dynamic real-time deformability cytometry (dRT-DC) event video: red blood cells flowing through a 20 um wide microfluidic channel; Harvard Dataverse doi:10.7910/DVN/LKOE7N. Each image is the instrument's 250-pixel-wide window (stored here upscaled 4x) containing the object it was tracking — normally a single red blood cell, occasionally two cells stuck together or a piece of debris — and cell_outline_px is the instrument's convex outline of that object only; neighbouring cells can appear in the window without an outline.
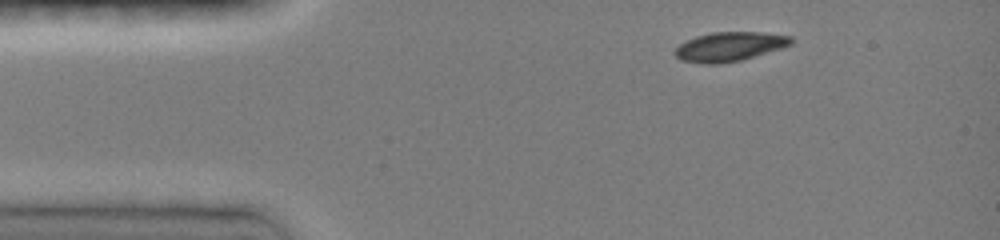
{"species": "common noctule bat (a hibernating species)", "species_latin": "Nyctalus noctula", "temperature_condition": "room temperature", "stored_images_in_passage": 31, "camera_frame_rate_fps": 3000, "um_per_image_px": 0.085, "animal": {"sex": "female", "body_mass_g": 19.0, "forearm_length_mm": 51.5}, "frame": {"image": 1, "passage_image": 1, "time_ms": 0.0, "image_size_px": [1000, 240], "cell_outline_px": [[792, 44], [780, 48], [740, 60], [720, 64], [700, 64], [680, 60], [672, 52], [680, 44], [696, 36], [712, 32], [760, 32], [792, 36]], "centroid_in_image_um": [61.96, 3.97], "position_along_channel_um": 23.0, "area_um2": 19.71}}
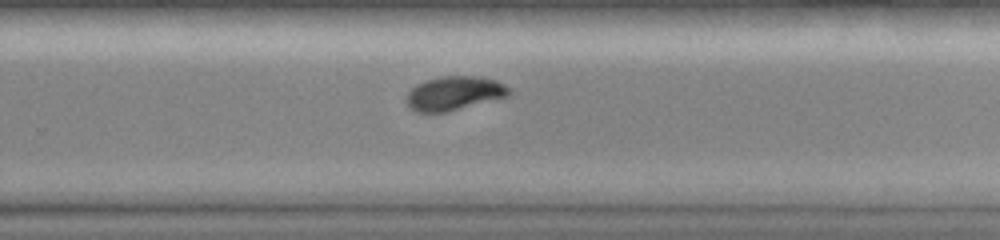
{"frame": {"image": 2, "passage_image": 20, "time_ms": 8.0, "image_size_px": [1000, 240], "cell_outline_px": [[512, 92], [508, 96], [448, 112], [416, 112], [408, 108], [404, 100], [408, 92], [416, 84], [440, 76], [480, 76], [496, 80], [504, 84]], "centroid_in_image_um": [38.58, 7.94], "position_along_channel_um": 291.2, "area_um2": 20.52}}
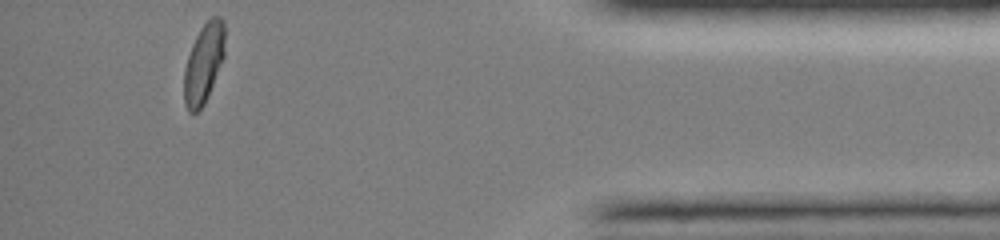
{"frame": {"image": 3, "passage_image": 31, "time_ms": 12.0, "image_size_px": [1000, 240], "cell_outline_px": [[224, 56], [208, 96], [204, 104], [196, 112], [188, 112], [184, 104], [184, 68], [192, 44], [200, 28], [212, 16], [220, 16], [224, 20]], "centroid_in_image_um": [17.31, 5.37], "position_along_channel_um": 417.9, "area_um2": 18.84}, "authors_computed_cell_mechanics": {"area_um2": 20.519, "velocity_mm_per_s": 4.0936, "shape_relaxation_time_tau1_ms": 2.8558, "shape_relaxation_time_tau2_ms": 1.3523, "deformation_change_tau1": 0.1543, "deformation_change_tau2": 0.0289}}